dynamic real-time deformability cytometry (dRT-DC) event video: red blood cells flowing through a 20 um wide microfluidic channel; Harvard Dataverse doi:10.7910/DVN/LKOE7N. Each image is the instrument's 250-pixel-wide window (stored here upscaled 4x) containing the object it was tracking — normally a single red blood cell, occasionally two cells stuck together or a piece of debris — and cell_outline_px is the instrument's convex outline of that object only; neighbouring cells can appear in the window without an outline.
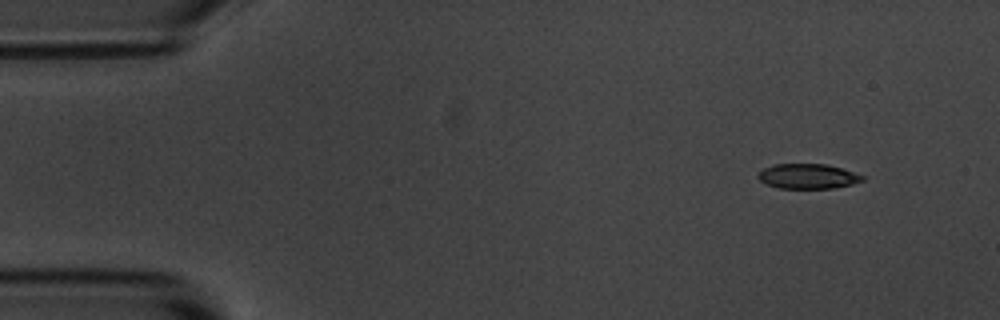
{"species": "common noctule bat (a hibernating species)", "species_latin": "Nyctalus noctula", "temperature_condition": "room temperature", "stored_images_in_passage": 5, "camera_frame_rate_fps": 3000, "um_per_image_px": 0.085, "animal": {"sex": "male", "body_mass_g": 20.1, "forearm_length_mm": 53.5}, "frame": {"image": 1, "passage_image": 1, "time_ms": 0.0, "image_size_px": [1000, 320], "cell_outline_px": [[864, 180], [852, 184], [832, 188], [780, 188], [768, 184], [760, 180], [756, 176], [764, 168], [772, 164], [828, 164], [864, 176]], "centroid_in_image_um": [68.65, 14.97], "position_along_channel_um": 16.3, "area_um2": 14.97}}
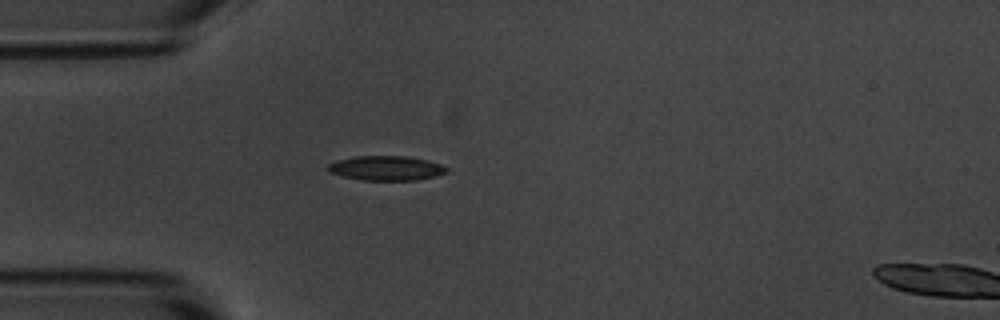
{"frame": {"image": 2, "passage_image": 4, "time_ms": 3.333, "image_size_px": [1000, 320], "cell_outline_px": [[448, 172], [416, 180], [360, 180], [344, 176], [332, 172], [328, 168], [328, 164], [336, 160], [356, 156], [408, 156], [428, 160], [440, 164], [448, 168]], "centroid_in_image_um": [32.84, 14.28], "position_along_channel_um": 52.2, "area_um2": 16.82}}